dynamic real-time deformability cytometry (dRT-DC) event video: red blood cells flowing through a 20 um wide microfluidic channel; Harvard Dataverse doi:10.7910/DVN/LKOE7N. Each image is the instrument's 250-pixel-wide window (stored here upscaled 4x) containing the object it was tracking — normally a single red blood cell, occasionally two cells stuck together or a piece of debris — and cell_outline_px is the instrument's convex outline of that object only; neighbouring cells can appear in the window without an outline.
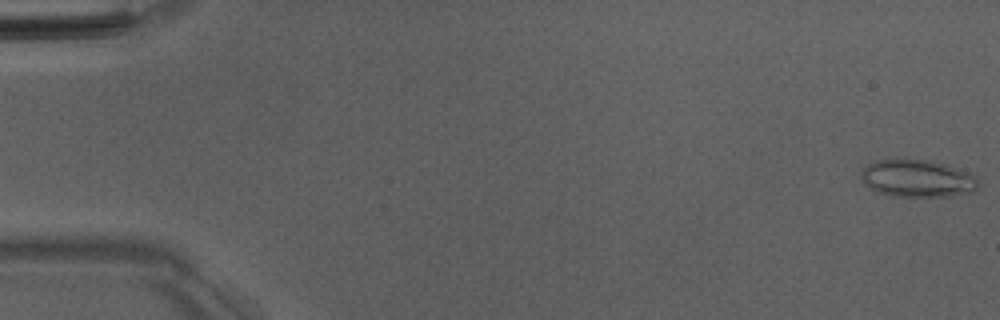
{"species": "Egyptian fruit bat (a non-hibernating species)", "species_latin": "Rousettus aegyptiacus", "temperature_condition": "room temperature", "stored_images_in_passage": 10, "camera_frame_rate_fps": 3000, "um_per_image_px": 0.085, "animal": {"sex": "male"}, "frame": {"image": 1, "passage_image": 1, "time_ms": 0.0, "image_size_px": [1000, 320], "cell_outline_px": [[980, 184], [972, 192], [948, 196], [892, 196], [876, 192], [864, 184], [860, 176], [864, 168], [868, 164], [876, 160], [928, 160], [944, 164], [976, 176]], "centroid_in_image_um": [77.96, 15.18], "position_along_channel_um": 7.0, "area_um2": 25.26}}